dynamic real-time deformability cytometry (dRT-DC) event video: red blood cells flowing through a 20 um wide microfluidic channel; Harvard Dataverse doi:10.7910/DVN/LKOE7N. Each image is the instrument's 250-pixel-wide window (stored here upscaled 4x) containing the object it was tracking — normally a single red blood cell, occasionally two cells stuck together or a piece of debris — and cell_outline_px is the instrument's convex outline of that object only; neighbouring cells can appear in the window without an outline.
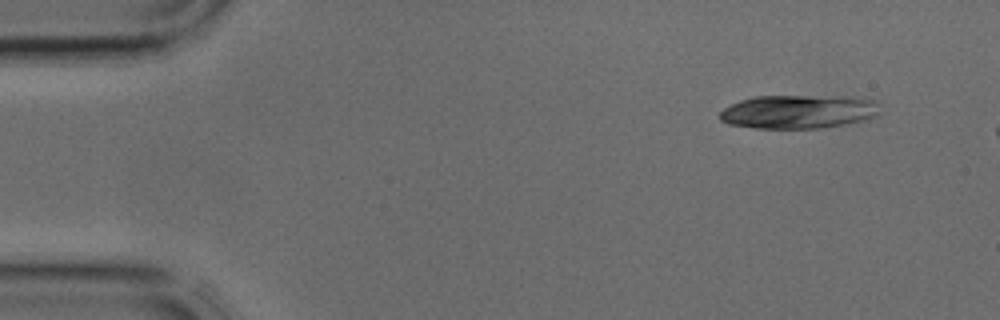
{"species": "common noctule bat (a hibernating species)", "species_latin": "Nyctalus noctula", "temperature_condition": "cold", "stored_images_in_passage": 2, "camera_frame_rate_fps": 3000, "um_per_image_px": 0.085, "animal": {"sex": "male", "body_mass_g": 17.9, "forearm_length_mm": 54.2}, "frame": {"image": 1, "passage_image": 1, "time_ms": 0.0, "image_size_px": [1000, 320], "cell_outline_px": [[880, 112], [876, 116], [868, 120], [848, 124], [820, 128], [756, 128], [728, 124], [720, 120], [720, 112], [724, 108], [740, 100], [756, 96], [860, 96], [876, 100], [880, 104]], "centroid_in_image_um": [67.97, 9.48], "position_along_channel_um": 17.0, "area_um2": 32.02}}